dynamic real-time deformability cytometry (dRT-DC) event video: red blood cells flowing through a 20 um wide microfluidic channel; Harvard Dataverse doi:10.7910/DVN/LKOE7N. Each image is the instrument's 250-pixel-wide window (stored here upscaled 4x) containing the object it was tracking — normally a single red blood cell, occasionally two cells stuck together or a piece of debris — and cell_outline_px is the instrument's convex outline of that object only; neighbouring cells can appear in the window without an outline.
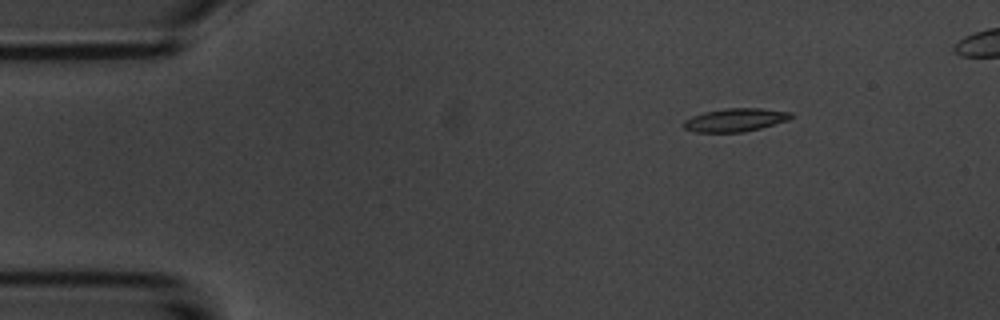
{"species": "common noctule bat (a hibernating species)", "species_latin": "Nyctalus noctula", "temperature_condition": "room temperature", "stored_images_in_passage": 6, "camera_frame_rate_fps": 3000, "um_per_image_px": 0.085, "animal": {"sex": "male", "body_mass_g": 20.1, "forearm_length_mm": 53.5}, "frame": {"image": 1, "passage_image": 3, "time_ms": 2.0, "image_size_px": [1000, 320], "cell_outline_px": [[792, 116], [788, 120], [760, 128], [744, 132], [696, 132], [684, 128], [680, 124], [684, 120], [692, 116], [704, 112], [728, 108], [760, 108], [792, 112]], "centroid_in_image_um": [62.46, 10.19], "position_along_channel_um": 22.5, "area_um2": 14.51}}